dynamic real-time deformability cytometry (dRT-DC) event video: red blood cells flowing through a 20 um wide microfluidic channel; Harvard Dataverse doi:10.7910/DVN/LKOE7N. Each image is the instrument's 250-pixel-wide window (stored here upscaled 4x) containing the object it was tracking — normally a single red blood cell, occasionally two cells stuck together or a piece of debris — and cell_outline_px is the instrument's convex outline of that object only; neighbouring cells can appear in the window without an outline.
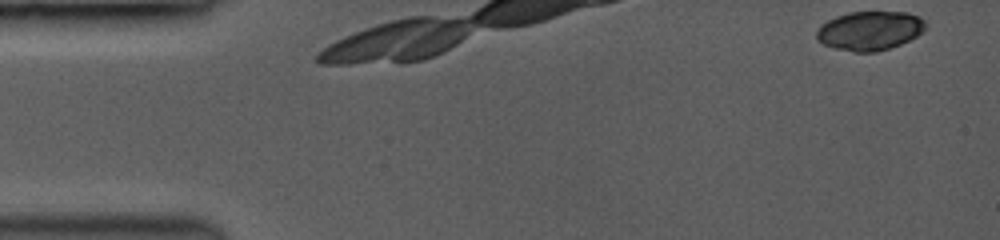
{"species": "common noctule bat (a hibernating species)", "species_latin": "Nyctalus noctula", "temperature_condition": "room temperature", "stored_images_in_passage": 7, "camera_frame_rate_fps": 3500, "um_per_image_px": 0.085, "animal": {"sex": "female", "body_mass_g": 19.0, "forearm_length_mm": 53.3}, "frame": {"image": 1, "passage_image": 1, "time_ms": 0.0, "image_size_px": [1000, 240], "cell_outline_px": [[924, 28], [916, 36], [900, 44], [876, 52], [856, 52], [836, 48], [824, 44], [816, 40], [816, 32], [828, 20], [852, 12], [904, 12], [916, 16], [924, 20]], "centroid_in_image_um": [73.91, 2.62], "position_along_channel_um": 11.1, "area_um2": 24.16}}